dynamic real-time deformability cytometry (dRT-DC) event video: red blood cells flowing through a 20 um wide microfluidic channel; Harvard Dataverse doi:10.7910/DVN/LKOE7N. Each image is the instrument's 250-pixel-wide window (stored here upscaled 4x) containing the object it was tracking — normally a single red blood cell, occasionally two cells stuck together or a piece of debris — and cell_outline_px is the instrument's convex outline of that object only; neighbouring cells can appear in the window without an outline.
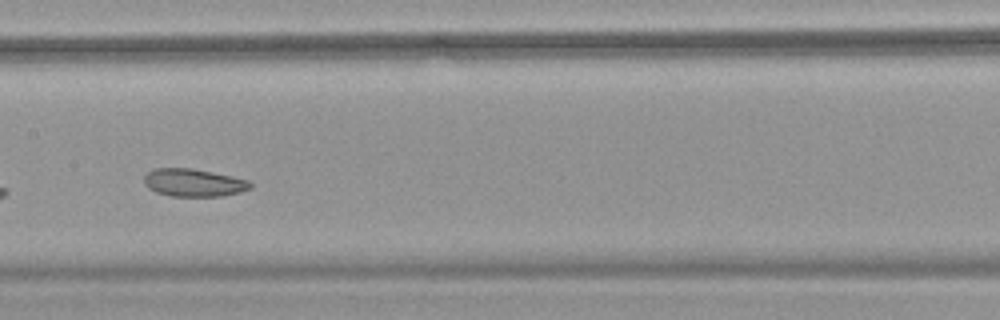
{"species": "common noctule bat (a hibernating species)", "species_latin": "Nyctalus noctula", "temperature_condition": "warm", "stored_images_in_passage": 35, "camera_frame_rate_fps": 3000, "um_per_image_px": 0.085, "animal": {"sex": "female", "body_mass_g": 18.4}, "frame": {"image": 1, "passage_image": 11, "time_ms": 3.333, "image_size_px": [1000, 320], "cell_outline_px": [[252, 188], [240, 192], [220, 196], [172, 196], [156, 192], [148, 188], [144, 184], [144, 176], [148, 172], [156, 168], [192, 168], [232, 176], [248, 180], [252, 184]], "centroid_in_image_um": [16.46, 15.52], "position_along_channel_um": 190.9, "area_um2": 17.17}, "authors_computed_cell_mechanics": {"area_um2": 17.8602, "velocity_mm_per_s": 3.741, "shape_relaxation_time_tau1_ms": null, "shape_relaxation_time_tau2_ms": 6.6711, "deformation_change_tau1": null, "deformation_change_tau2": 0.135}}